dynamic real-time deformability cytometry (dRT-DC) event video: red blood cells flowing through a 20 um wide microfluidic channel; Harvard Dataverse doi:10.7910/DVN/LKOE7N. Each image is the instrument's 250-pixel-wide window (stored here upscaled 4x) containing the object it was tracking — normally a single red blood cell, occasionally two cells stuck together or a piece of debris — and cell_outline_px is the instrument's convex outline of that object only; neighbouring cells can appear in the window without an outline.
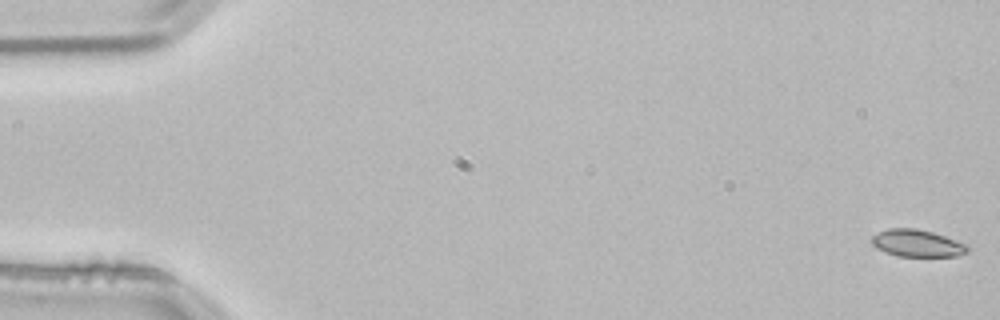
{"species": "common noctule bat (a hibernating species)", "species_latin": "Nyctalus noctula", "temperature_condition": "room temperature", "stored_images_in_passage": 54, "camera_frame_rate_fps": 3000, "um_per_image_px": 0.085, "animal": {"sex": "male", "body_mass_g": 21.5, "forearm_length_mm": 52.0}, "frame": {"image": 1, "passage_image": 1, "time_ms": 0.0, "image_size_px": [1000, 320], "cell_outline_px": [[972, 248], [968, 252], [956, 256], [896, 256], [884, 252], [876, 248], [872, 244], [872, 236], [876, 232], [888, 228], [916, 228], [932, 232], [968, 244]], "centroid_in_image_um": [77.96, 20.67], "position_along_channel_um": 7.0, "area_um2": 15.37}}
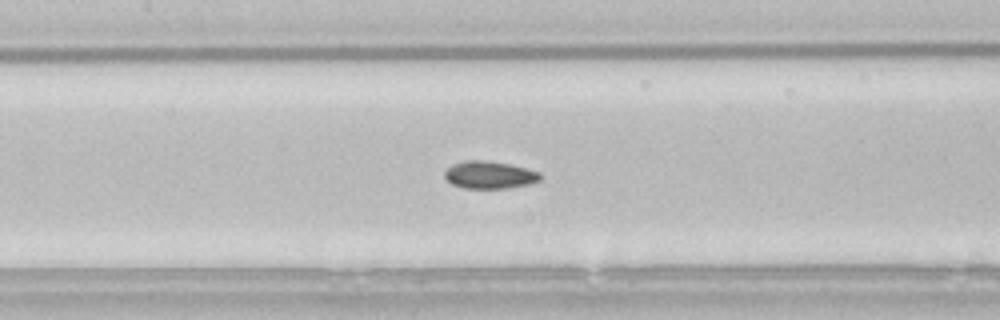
{"frame": {"image": 2, "passage_image": 25, "time_ms": 8.0, "image_size_px": [1000, 320], "cell_outline_px": [[540, 180], [528, 184], [508, 188], [464, 188], [452, 184], [444, 176], [444, 172], [452, 164], [464, 160], [484, 160], [508, 164], [528, 168], [540, 172]], "centroid_in_image_um": [41.6, 14.86], "position_along_channel_um": 165.8, "area_um2": 15.26}}
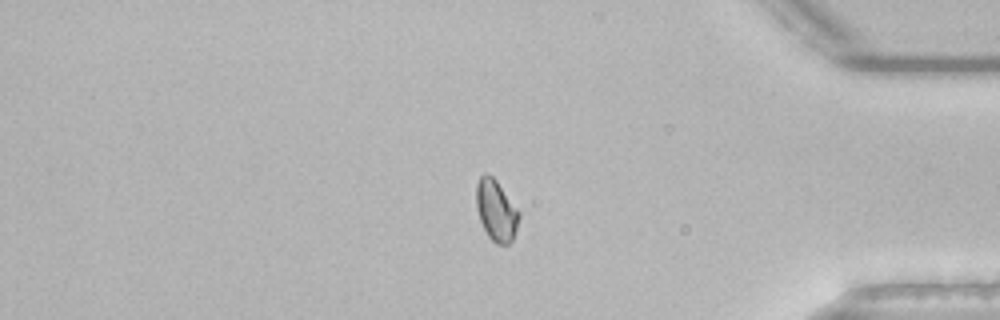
{"frame": {"image": 3, "passage_image": 45, "time_ms": 14.667, "image_size_px": [1000, 320], "cell_outline_px": [[520, 216], [512, 240], [508, 244], [496, 244], [488, 236], [480, 220], [476, 208], [476, 184], [480, 176], [484, 172], [488, 172], [496, 180], [520, 212]], "centroid_in_image_um": [42.15, 17.86], "position_along_channel_um": 393.0, "area_um2": 15.2}, "authors_computed_cell_mechanics": {"area_um2": 15.317, "velocity_mm_per_s": 3.8197, "shape_relaxation_time_tau1_ms": null, "shape_relaxation_time_tau2_ms": 2.0556, "deformation_change_tau1": null, "deformation_change_tau2": 0.0527}}